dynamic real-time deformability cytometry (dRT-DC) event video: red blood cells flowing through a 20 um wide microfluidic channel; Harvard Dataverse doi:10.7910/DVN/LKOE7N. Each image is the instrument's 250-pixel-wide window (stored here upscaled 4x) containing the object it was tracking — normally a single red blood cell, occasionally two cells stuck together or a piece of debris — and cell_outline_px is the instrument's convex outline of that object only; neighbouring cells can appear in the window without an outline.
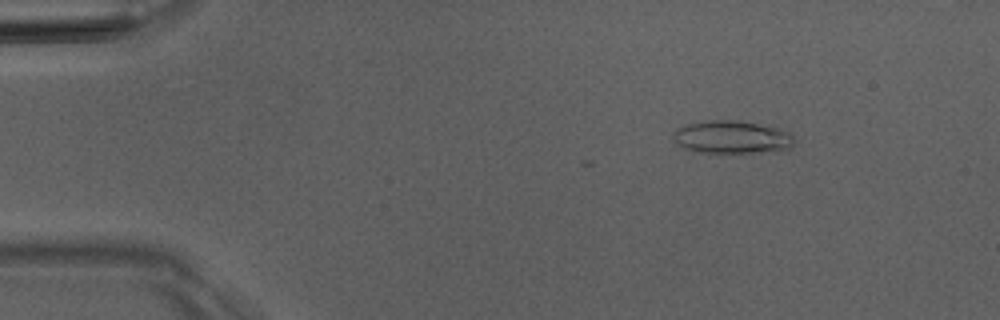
{"species": "Egyptian fruit bat (a non-hibernating species)", "species_latin": "Rousettus aegyptiacus", "temperature_condition": "room temperature", "stored_images_in_passage": 5, "camera_frame_rate_fps": 3000, "um_per_image_px": 0.085, "animal": {"sex": "male"}, "frame": {"image": 1, "passage_image": 2, "time_ms": 2.0, "image_size_px": [1000, 320], "cell_outline_px": [[792, 144], [788, 148], [780, 152], [700, 152], [684, 148], [672, 140], [672, 132], [676, 128], [684, 124], [704, 120], [736, 120], [780, 128], [788, 132], [792, 136]], "centroid_in_image_um": [62.16, 11.65], "position_along_channel_um": 22.8, "area_um2": 23.35}}